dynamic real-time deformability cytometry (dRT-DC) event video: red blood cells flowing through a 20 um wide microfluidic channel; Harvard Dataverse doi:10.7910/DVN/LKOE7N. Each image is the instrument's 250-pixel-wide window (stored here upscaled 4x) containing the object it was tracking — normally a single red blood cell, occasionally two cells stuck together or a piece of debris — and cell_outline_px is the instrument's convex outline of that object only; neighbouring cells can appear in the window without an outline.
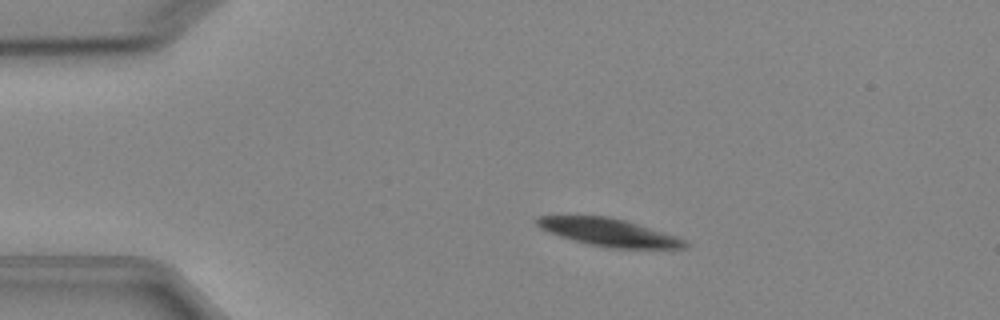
{"species": "Egyptian fruit bat (a non-hibernating species)", "species_latin": "Rousettus aegyptiacus", "temperature_condition": "cold", "stored_images_in_passage": 6, "camera_frame_rate_fps": 3000, "um_per_image_px": 0.085, "animal": {"sex": "female"}, "frame": {"image": 1, "passage_image": 3, "time_ms": 2.333, "image_size_px": [1000, 320], "cell_outline_px": [[688, 248], [608, 248], [560, 236], [548, 232], [540, 228], [536, 224], [536, 216], [608, 216], [624, 220], [676, 236], [684, 240], [688, 244]], "centroid_in_image_um": [51.74, 19.74], "position_along_channel_um": 33.3, "area_um2": 23.41}}